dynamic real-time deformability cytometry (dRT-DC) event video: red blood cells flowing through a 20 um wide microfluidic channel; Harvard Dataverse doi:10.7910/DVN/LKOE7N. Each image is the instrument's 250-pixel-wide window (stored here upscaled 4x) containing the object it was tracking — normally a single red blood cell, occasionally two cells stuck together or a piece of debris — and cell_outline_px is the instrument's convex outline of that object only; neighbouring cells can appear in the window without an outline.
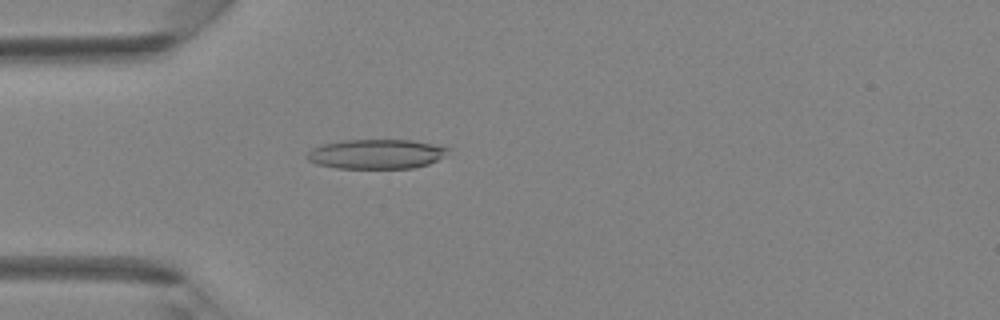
{"species": "Egyptian fruit bat (a non-hibernating species)", "species_latin": "Rousettus aegyptiacus", "temperature_condition": "room temperature", "stored_images_in_passage": 42, "camera_frame_rate_fps": 3000, "um_per_image_px": 0.085, "animal": {"sex": "female"}, "frame": {"image": 1, "passage_image": 12, "time_ms": 3.667, "image_size_px": [1000, 320], "cell_outline_px": [[452, 148], [444, 156], [428, 164], [412, 168], [336, 168], [316, 164], [308, 160], [304, 156], [312, 148], [324, 144], [344, 140], [412, 140]], "centroid_in_image_um": [31.97, 13.09], "position_along_channel_um": 53.0, "area_um2": 24.28}}
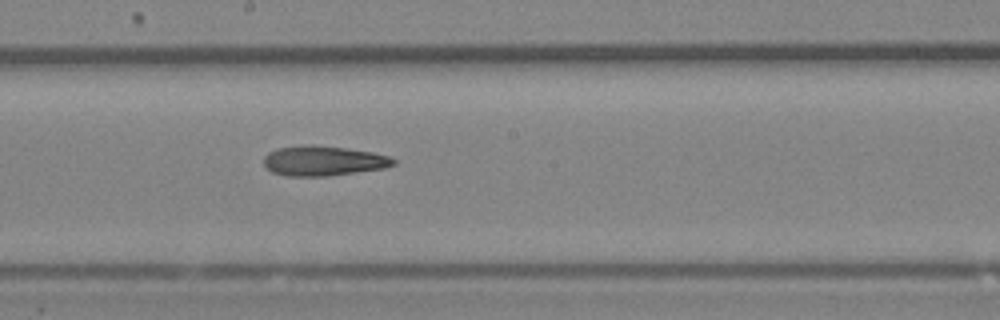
{"frame": {"image": 2, "passage_image": 23, "time_ms": 7.333, "image_size_px": [1000, 320], "cell_outline_px": [[396, 164], [384, 168], [328, 176], [284, 176], [272, 172], [264, 164], [264, 156], [268, 152], [276, 148], [304, 144], [312, 144], [348, 148], [372, 152], [388, 156], [396, 160]], "centroid_in_image_um": [27.46, 13.66], "position_along_channel_um": 220.7, "area_um2": 22.83}}
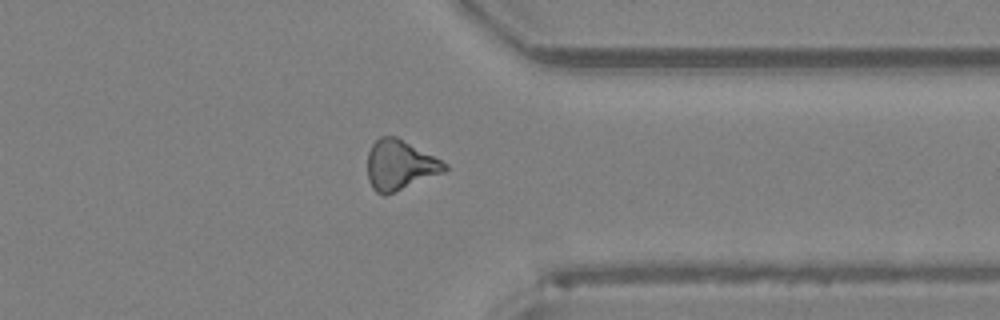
{"frame": {"image": 3, "passage_image": 33, "time_ms": 10.667, "image_size_px": [1000, 320], "cell_outline_px": [[448, 168], [444, 172], [384, 196], [376, 192], [372, 188], [368, 180], [368, 152], [372, 144], [380, 136], [396, 136], [448, 164]], "centroid_in_image_um": [33.96, 14.03], "position_along_channel_um": 377.4, "area_um2": 22.25}}